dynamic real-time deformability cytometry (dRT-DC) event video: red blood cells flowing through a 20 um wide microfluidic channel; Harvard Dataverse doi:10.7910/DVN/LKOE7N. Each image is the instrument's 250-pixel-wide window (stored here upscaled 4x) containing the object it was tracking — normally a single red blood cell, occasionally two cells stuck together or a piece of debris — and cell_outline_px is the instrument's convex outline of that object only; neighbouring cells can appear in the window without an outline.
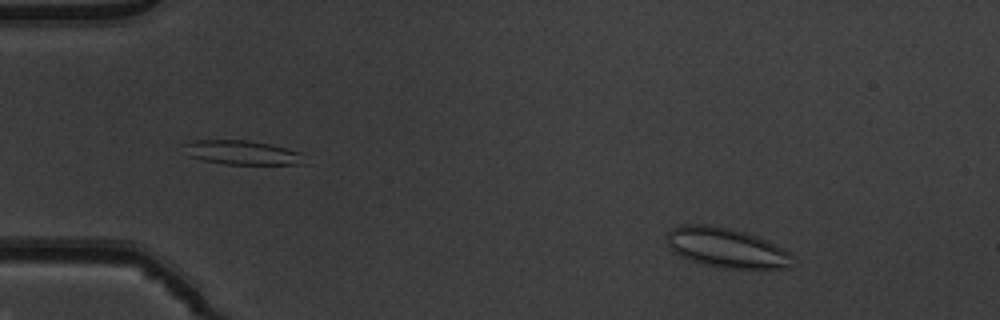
{"species": "common noctule bat (a hibernating species)", "species_latin": "Nyctalus noctula", "temperature_condition": "warm", "stored_images_in_passage": 52, "camera_frame_rate_fps": 3000, "um_per_image_px": 0.085, "animal": {"sex": "male", "body_mass_g": 19.5, "forearm_length_mm": 54.6}, "frame": {"image": 1, "passage_image": 7, "time_ms": 2.0, "image_size_px": [1000, 320], "cell_outline_px": [[792, 256], [788, 268], [724, 268], [704, 264], [680, 256], [672, 252], [668, 244], [668, 232], [672, 228], [680, 224], [712, 224], [732, 228], [768, 240], [776, 244], [788, 252]], "centroid_in_image_um": [61.7, 21.03], "position_along_channel_um": 23.3, "area_um2": 29.02}}
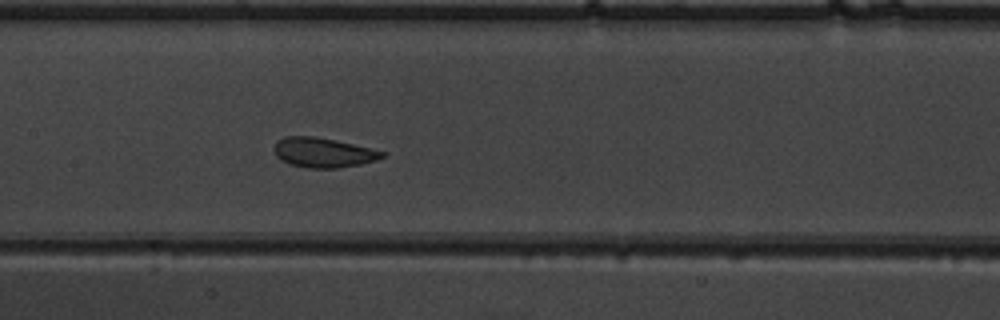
{"frame": {"image": 2, "passage_image": 26, "time_ms": 8.333, "image_size_px": [1000, 320], "cell_outline_px": [[384, 156], [376, 160], [360, 164], [340, 168], [308, 168], [292, 164], [280, 160], [276, 156], [272, 148], [276, 140], [284, 136], [316, 136], [336, 140], [384, 152]], "centroid_in_image_um": [27.4, 12.96], "position_along_channel_um": 180.0, "area_um2": 18.73}}
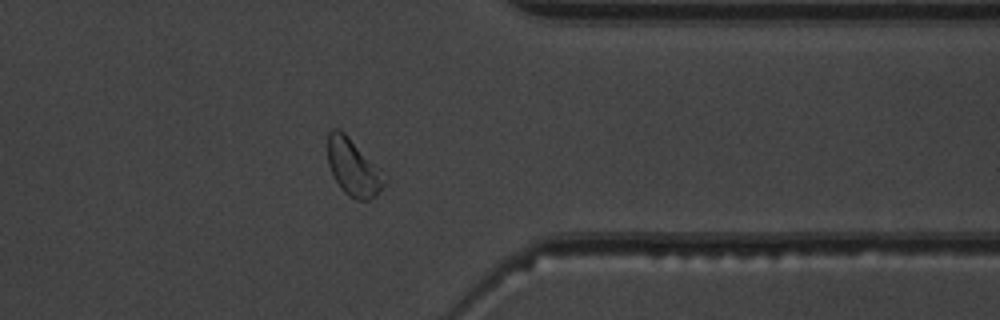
{"frame": {"image": 3, "passage_image": 42, "time_ms": 13.667, "image_size_px": [1000, 320], "cell_outline_px": [[388, 180], [376, 196], [368, 200], [356, 200], [348, 196], [340, 188], [328, 164], [328, 132], [332, 128], [336, 128], [344, 132], [388, 176]], "centroid_in_image_um": [30.06, 14.25], "position_along_channel_um": 381.3, "area_um2": 18.96}, "authors_computed_cell_mechanics": {"area_um2": 19.8543, "velocity_mm_per_s": 3.908, "shape_relaxation_time_tau1_ms": 3.1578, "shape_relaxation_time_tau2_ms": 1.3249, "deformation_change_tau1": 0.0715, "deformation_change_tau2": 0.0651}}